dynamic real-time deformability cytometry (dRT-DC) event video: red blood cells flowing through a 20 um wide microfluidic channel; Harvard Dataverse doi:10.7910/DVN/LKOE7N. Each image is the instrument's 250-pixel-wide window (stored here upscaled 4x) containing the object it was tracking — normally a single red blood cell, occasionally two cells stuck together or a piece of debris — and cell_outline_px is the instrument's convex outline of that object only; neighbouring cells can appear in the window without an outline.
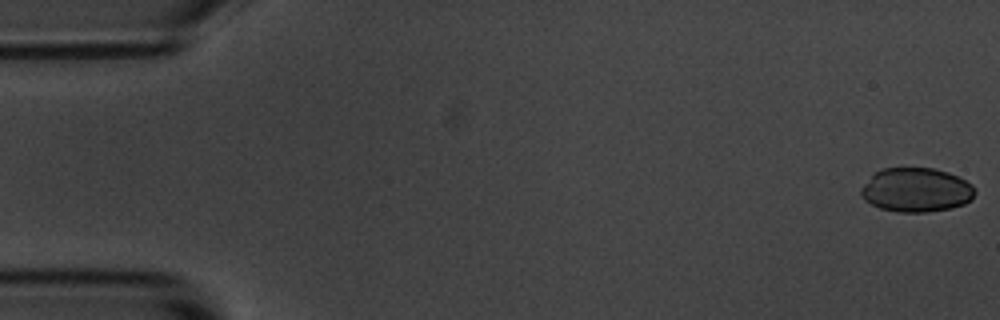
{"species": "common noctule bat (a hibernating species)", "species_latin": "Nyctalus noctula", "temperature_condition": "room temperature", "stored_images_in_passage": 36, "camera_frame_rate_fps": 3000, "um_per_image_px": 0.085, "animal": {"sex": "male", "body_mass_g": 20.1, "forearm_length_mm": 53.5}, "frame": {"image": 1, "passage_image": 1, "time_ms": 0.0, "image_size_px": [1000, 320], "cell_outline_px": [[976, 192], [972, 200], [964, 204], [948, 208], [928, 212], [896, 212], [880, 208], [864, 200], [860, 196], [860, 188], [880, 168], [932, 168], [948, 172], [972, 184]], "centroid_in_image_um": [77.87, 16.15], "position_along_channel_um": 7.1, "area_um2": 29.3}}